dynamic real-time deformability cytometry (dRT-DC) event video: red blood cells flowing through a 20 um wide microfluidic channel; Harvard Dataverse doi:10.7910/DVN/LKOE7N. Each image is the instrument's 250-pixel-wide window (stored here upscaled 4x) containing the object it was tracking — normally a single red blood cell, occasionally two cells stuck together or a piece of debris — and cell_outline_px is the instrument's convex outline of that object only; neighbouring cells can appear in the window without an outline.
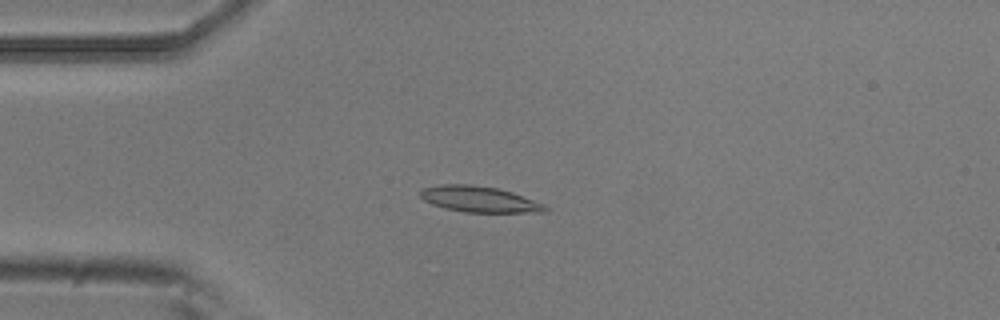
{"species": "common noctule bat (a hibernating species)", "species_latin": "Nyctalus noctula", "temperature_condition": "room temperature", "stored_images_in_passage": 9, "camera_frame_rate_fps": 3000, "um_per_image_px": 0.085, "animal": {"sex": "male", "body_mass_g": 20.5, "forearm_length_mm": 52.5}, "frame": {"image": 1, "passage_image": 3, "time_ms": 0.667, "image_size_px": [1000, 320], "cell_outline_px": [[548, 208], [544, 212], [464, 212], [444, 208], [432, 204], [424, 200], [420, 196], [420, 188], [440, 184], [468, 184], [496, 188], [512, 192], [544, 204]], "centroid_in_image_um": [40.69, 16.93], "position_along_channel_um": 44.3, "area_um2": 18.79}}
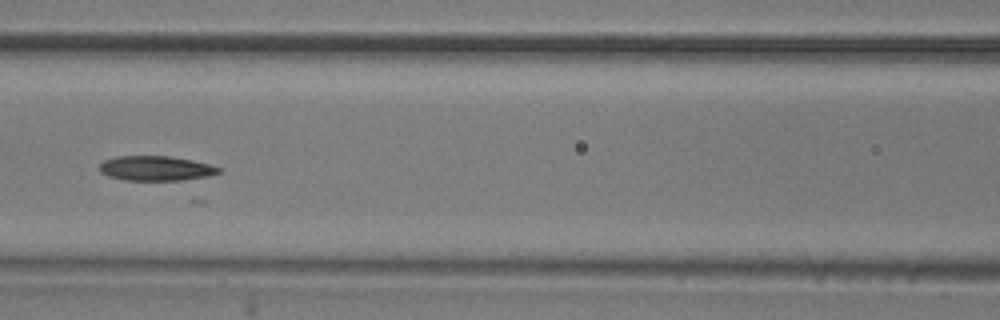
{"frame": {"image": 2, "passage_image": 6, "time_ms": 1.667, "image_size_px": [1000, 320], "cell_outline_px": [[220, 172], [208, 176], [184, 180], [124, 180], [108, 176], [100, 172], [100, 164], [104, 160], [116, 156], [168, 156], [192, 160], [208, 164], [220, 168]], "centroid_in_image_um": [13.22, 14.31], "position_along_channel_um": 153.4, "area_um2": 17.11}}
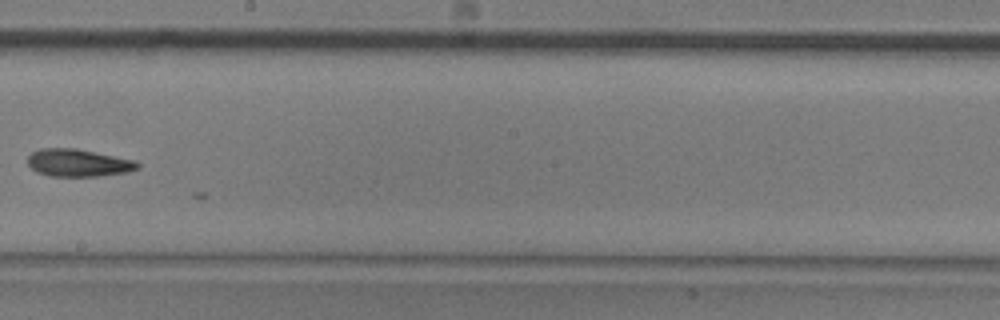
{"frame": {"image": 3, "passage_image": 8, "time_ms": 2.333, "image_size_px": [1000, 320], "cell_outline_px": [[140, 168], [128, 172], [100, 176], [52, 176], [36, 172], [28, 164], [28, 156], [32, 152], [40, 148], [76, 148], [136, 160], [140, 164]], "centroid_in_image_um": [6.68, 13.84], "position_along_channel_um": 241.5, "area_um2": 17.74}}